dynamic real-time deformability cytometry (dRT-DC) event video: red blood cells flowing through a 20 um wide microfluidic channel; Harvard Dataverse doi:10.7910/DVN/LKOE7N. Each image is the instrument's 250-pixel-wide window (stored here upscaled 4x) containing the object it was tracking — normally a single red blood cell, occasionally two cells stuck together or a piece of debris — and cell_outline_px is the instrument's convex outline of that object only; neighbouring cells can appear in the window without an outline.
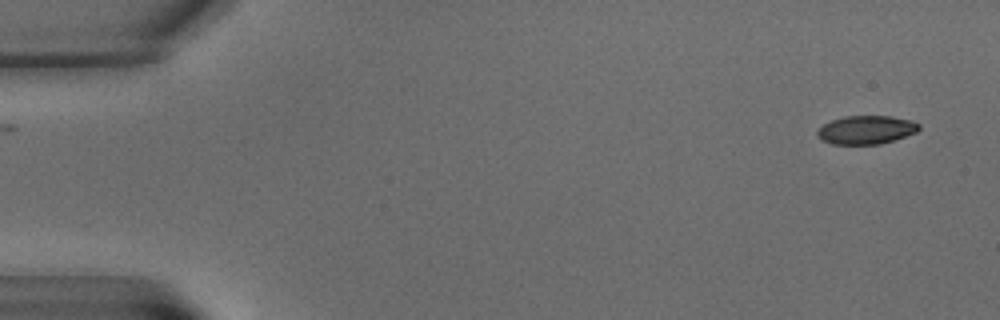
{"species": "common noctule bat (a hibernating species)", "species_latin": "Nyctalus noctula", "temperature_condition": "warm", "stored_images_in_passage": 3, "camera_frame_rate_fps": 3000, "um_per_image_px": 0.085, "animal": {"sex": "male", "body_mass_g": 15.6}, "frame": {"image": 1, "passage_image": 3, "time_ms": 2.333, "image_size_px": [1000, 320], "cell_outline_px": [[920, 128], [916, 132], [880, 144], [832, 144], [820, 140], [816, 136], [816, 132], [824, 124], [832, 120], [844, 116], [892, 116], [912, 120], [920, 124]], "centroid_in_image_um": [73.61, 11.03], "position_along_channel_um": 11.4, "area_um2": 16.88}}